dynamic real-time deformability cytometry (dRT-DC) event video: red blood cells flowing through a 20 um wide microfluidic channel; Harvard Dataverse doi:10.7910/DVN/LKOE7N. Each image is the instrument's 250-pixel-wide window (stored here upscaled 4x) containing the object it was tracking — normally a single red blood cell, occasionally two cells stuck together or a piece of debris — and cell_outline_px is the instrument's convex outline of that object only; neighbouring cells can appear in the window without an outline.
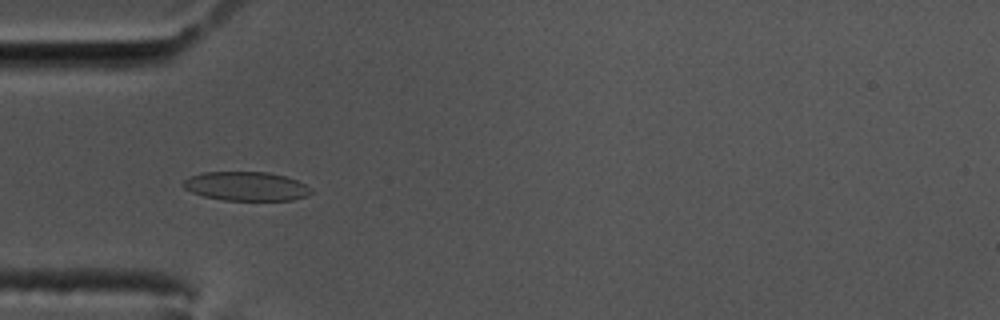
{"species": "common noctule bat (a hibernating species)", "species_latin": "Nyctalus noctula", "temperature_condition": "cold", "stored_images_in_passage": 44, "camera_frame_rate_fps": 3000, "um_per_image_px": 0.085, "animal": {"sex": "male", "body_mass_g": 17.5, "forearm_length_mm": 52.3}, "frame": {"image": 1, "passage_image": 7, "time_ms": 2.0, "image_size_px": [1000, 320], "cell_outline_px": [[312, 192], [304, 196], [292, 200], [224, 200], [204, 196], [192, 192], [184, 188], [180, 184], [188, 176], [204, 172], [268, 172], [284, 176], [296, 180], [312, 188]], "centroid_in_image_um": [20.88, 15.82], "position_along_channel_um": 64.1, "area_um2": 21.56}}
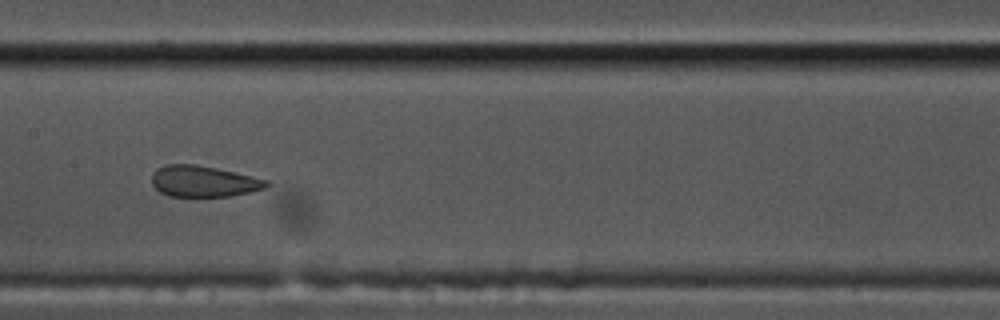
{"frame": {"image": 2, "passage_image": 18, "time_ms": 5.667, "image_size_px": [1000, 320], "cell_outline_px": [[272, 184], [264, 188], [248, 192], [228, 196], [168, 196], [160, 192], [152, 184], [152, 172], [156, 168], [164, 164], [196, 164], [216, 168], [252, 176], [268, 180]], "centroid_in_image_um": [17.27, 15.4], "position_along_channel_um": 190.1, "area_um2": 20.81}}
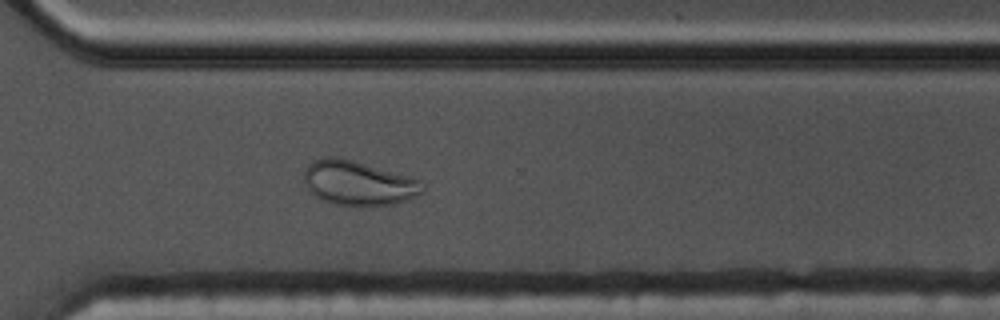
{"frame": {"image": 3, "passage_image": 31, "time_ms": 10.0, "image_size_px": [1000, 320], "cell_outline_px": [[424, 192], [416, 196], [392, 204], [360, 208], [332, 204], [320, 200], [308, 188], [304, 180], [304, 172], [308, 164], [312, 160], [324, 156], [340, 156], [408, 176], [420, 180], [424, 188]], "centroid_in_image_um": [30.42, 15.57], "position_along_channel_um": 340.2, "area_um2": 31.27}}